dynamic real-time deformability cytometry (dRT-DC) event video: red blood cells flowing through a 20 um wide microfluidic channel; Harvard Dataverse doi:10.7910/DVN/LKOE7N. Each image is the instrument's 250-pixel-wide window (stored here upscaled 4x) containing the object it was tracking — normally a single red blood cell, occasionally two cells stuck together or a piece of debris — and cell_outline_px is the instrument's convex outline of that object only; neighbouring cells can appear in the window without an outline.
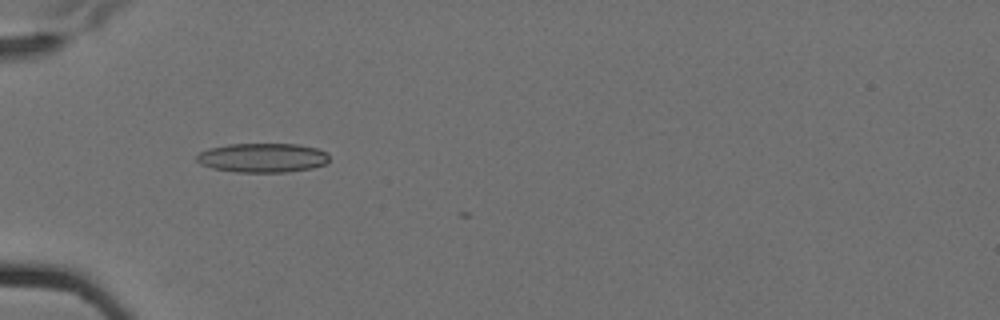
{"species": "Egyptian fruit bat (a non-hibernating species)", "species_latin": "Rousettus aegyptiacus", "temperature_condition": "cold", "stored_images_in_passage": 6, "camera_frame_rate_fps": 3000, "um_per_image_px": 0.085, "animal": {"sex": "female"}, "frame": {"image": 1, "passage_image": 5, "time_ms": 1.333, "image_size_px": [1000, 320], "cell_outline_px": [[328, 164], [312, 168], [288, 172], [236, 172], [212, 168], [200, 164], [196, 160], [196, 156], [200, 152], [208, 148], [228, 144], [300, 144], [316, 148], [324, 152], [328, 156]], "centroid_in_image_um": [22.31, 13.41], "position_along_channel_um": 62.7, "area_um2": 22.72}}